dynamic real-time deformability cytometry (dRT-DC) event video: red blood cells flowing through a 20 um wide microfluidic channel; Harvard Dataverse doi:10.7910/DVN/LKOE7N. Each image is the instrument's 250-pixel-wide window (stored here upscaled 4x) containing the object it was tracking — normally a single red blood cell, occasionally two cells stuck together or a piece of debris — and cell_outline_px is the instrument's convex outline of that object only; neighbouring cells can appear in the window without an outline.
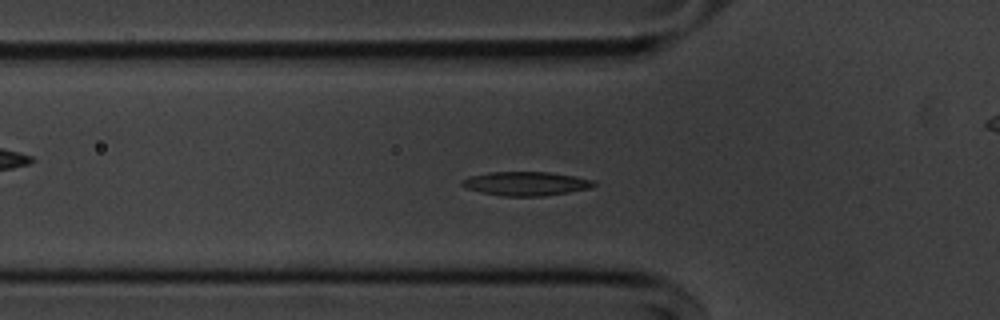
{"species": "common noctule bat (a hibernating species)", "species_latin": "Nyctalus noctula", "temperature_condition": "cold", "stored_images_in_passage": 56, "camera_frame_rate_fps": 3000, "um_per_image_px": 0.085, "animal": {"sex": "male", "body_mass_g": 20.1, "forearm_length_mm": 53.5}, "frame": {"image": 1, "passage_image": 18, "time_ms": 5.667, "image_size_px": [1000, 320], "cell_outline_px": [[596, 184], [588, 188], [568, 192], [544, 196], [504, 196], [480, 192], [464, 188], [460, 184], [460, 180], [468, 176], [488, 172], [552, 172], [596, 180]], "centroid_in_image_um": [44.65, 15.6], "position_along_channel_um": 81.1, "area_um2": 18.55}}
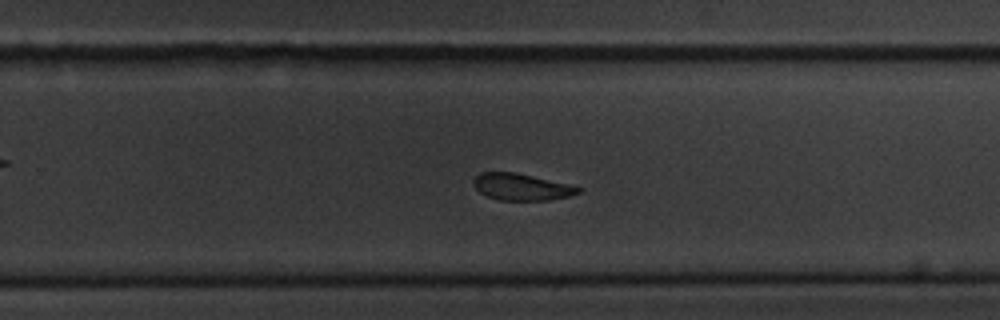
{"frame": {"image": 2, "passage_image": 35, "time_ms": 11.333, "image_size_px": [1000, 320], "cell_outline_px": [[584, 188], [580, 192], [568, 196], [548, 200], [500, 200], [488, 196], [480, 192], [472, 184], [472, 180], [480, 172], [516, 172], [568, 184]], "centroid_in_image_um": [44.31, 15.88], "position_along_channel_um": 285.5, "area_um2": 16.24}}
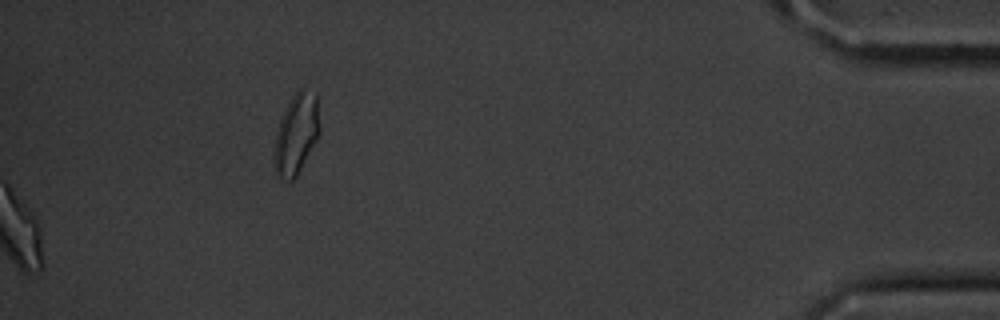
{"frame": {"image": 3, "passage_image": 56, "time_ms": 18.333, "image_size_px": [1000, 320], "cell_outline_px": [[320, 132], [316, 140], [296, 176], [292, 180], [280, 180], [276, 176], [272, 156], [276, 132], [284, 108], [292, 96], [300, 88], [304, 88], [316, 92], [320, 128]], "centroid_in_image_um": [25.15, 11.38], "position_along_channel_um": 410.0, "area_um2": 21.62}, "authors_computed_cell_mechanics": {"area_um2": 18.0914, "velocity_mm_per_s": 3.5993, "shape_relaxation_time_tau1_ms": 4.0569, "shape_relaxation_time_tau2_ms": null, "deformation_change_tau1": 0.1173, "deformation_change_tau2": null}}